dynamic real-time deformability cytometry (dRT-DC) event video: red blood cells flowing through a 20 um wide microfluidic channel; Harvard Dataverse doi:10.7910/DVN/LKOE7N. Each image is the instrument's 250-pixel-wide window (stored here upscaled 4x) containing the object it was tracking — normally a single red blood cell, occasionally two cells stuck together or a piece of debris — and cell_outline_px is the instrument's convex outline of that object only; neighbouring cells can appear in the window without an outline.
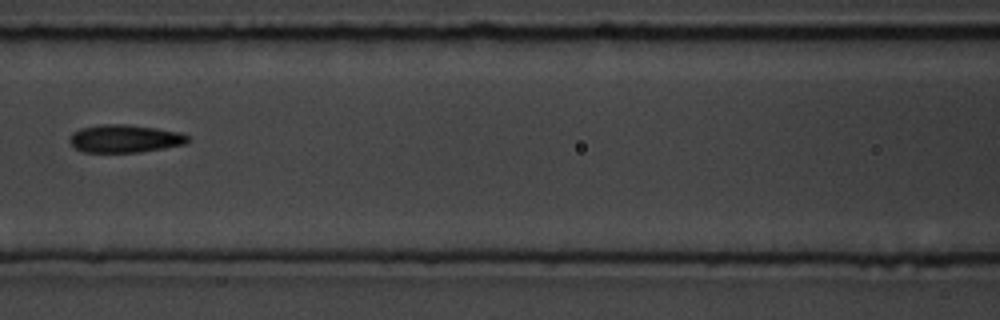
{"species": "common noctule bat (a hibernating species)", "species_latin": "Nyctalus noctula", "temperature_condition": "room temperature", "stored_images_in_passage": 7, "camera_frame_rate_fps": 3000, "um_per_image_px": 0.085, "animal": {"sex": "male", "body_mass_g": 19.5, "forearm_length_mm": 54.6}, "frame": {"image": 1, "passage_image": 7, "time_ms": 7.667, "image_size_px": [1000, 320], "cell_outline_px": [[188, 140], [184, 144], [164, 148], [140, 152], [84, 152], [76, 148], [68, 140], [72, 132], [80, 128], [100, 124], [128, 124], [156, 128], [180, 132], [188, 136]], "centroid_in_image_um": [10.58, 11.77], "position_along_channel_um": 156.0, "area_um2": 19.19}}